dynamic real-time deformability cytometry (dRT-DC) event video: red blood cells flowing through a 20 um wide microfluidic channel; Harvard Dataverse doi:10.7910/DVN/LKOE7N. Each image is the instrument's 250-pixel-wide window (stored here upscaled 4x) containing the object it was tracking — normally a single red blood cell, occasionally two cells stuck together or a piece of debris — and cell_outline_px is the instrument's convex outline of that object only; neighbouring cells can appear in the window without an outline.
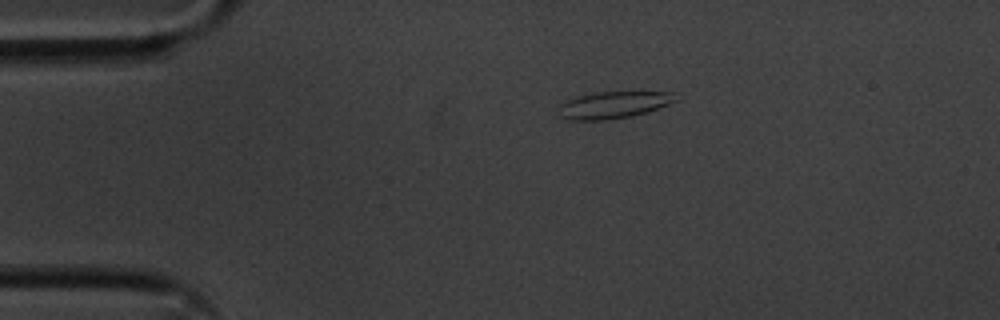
{"species": "common noctule bat (a hibernating species)", "species_latin": "Nyctalus noctula", "temperature_condition": "cold", "stored_images_in_passage": 4, "camera_frame_rate_fps": 3000, "um_per_image_px": 0.085, "animal": {"sex": "male", "body_mass_g": 20.1, "forearm_length_mm": 53.5}, "frame": {"image": 1, "passage_image": 1, "time_ms": 0.0, "image_size_px": [1000, 320], "cell_outline_px": [[676, 100], [668, 104], [632, 116], [608, 120], [568, 120], [556, 116], [556, 108], [560, 104], [576, 96], [596, 92], [672, 92]], "centroid_in_image_um": [52.0, 8.93], "position_along_channel_um": 33.0, "area_um2": 18.38}}
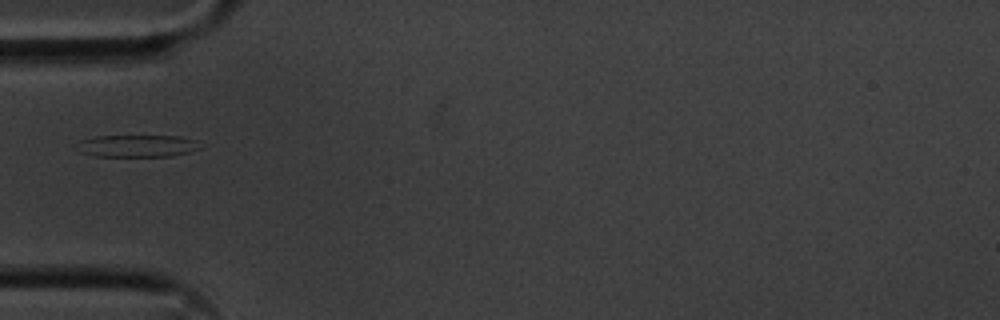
{"frame": {"image": 2, "passage_image": 3, "time_ms": 0.667, "image_size_px": [1000, 320], "cell_outline_px": [[200, 148], [188, 152], [172, 156], [96, 156], [80, 152], [80, 140], [96, 136], [180, 136], [196, 140]], "centroid_in_image_um": [11.69, 12.4], "position_along_channel_um": 73.3, "area_um2": 15.66}}
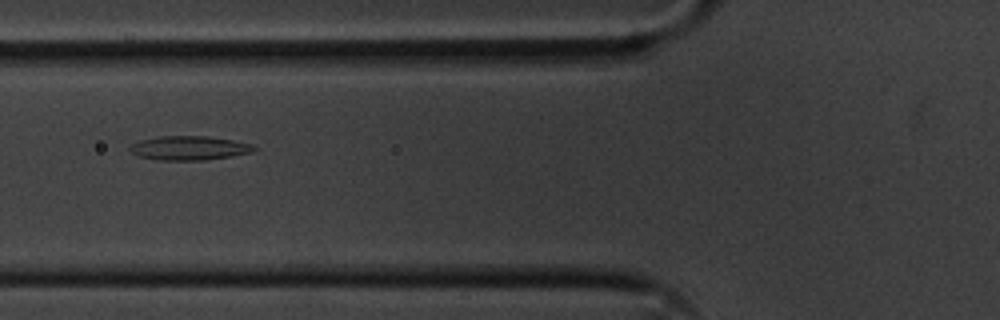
{"frame": {"image": 3, "passage_image": 4, "time_ms": 1.0, "image_size_px": [1000, 320], "cell_outline_px": [[256, 152], [232, 156], [204, 160], [156, 160], [140, 156], [132, 152], [128, 148], [132, 144], [140, 140], [156, 136], [208, 136], [232, 140], [252, 144], [256, 148]], "centroid_in_image_um": [16.1, 12.58], "position_along_channel_um": 109.7, "area_um2": 17.51}}